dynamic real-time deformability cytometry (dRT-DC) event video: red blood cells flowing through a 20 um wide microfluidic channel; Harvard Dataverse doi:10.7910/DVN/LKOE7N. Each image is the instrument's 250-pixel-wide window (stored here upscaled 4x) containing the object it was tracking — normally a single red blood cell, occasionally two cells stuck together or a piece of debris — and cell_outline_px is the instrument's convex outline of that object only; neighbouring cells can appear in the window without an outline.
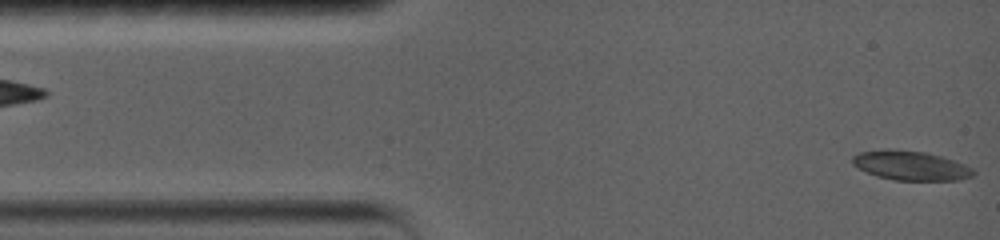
{"species": "common noctule bat (a hibernating species)", "species_latin": "Nyctalus noctula", "temperature_condition": "warm", "stored_images_in_passage": 4, "segment_of_instrument_passage": [2, 2], "camera_frame_rate_fps": 5000, "um_per_image_px": 0.085, "animal": {"sex": "female", "body_mass_g": 19.0, "forearm_length_mm": 56.7}, "frame": {"image": 1, "passage_image": 4, "time_ms": 3.6, "image_size_px": [1000, 240], "cell_outline_px": [[976, 172], [972, 176], [960, 180], [892, 180], [876, 176], [852, 164], [852, 156], [860, 152], [888, 148], [924, 152], [940, 156], [964, 164], [972, 168]], "centroid_in_image_um": [77.4, 14.07], "position_along_channel_um": 7.6, "area_um2": 20.63}}